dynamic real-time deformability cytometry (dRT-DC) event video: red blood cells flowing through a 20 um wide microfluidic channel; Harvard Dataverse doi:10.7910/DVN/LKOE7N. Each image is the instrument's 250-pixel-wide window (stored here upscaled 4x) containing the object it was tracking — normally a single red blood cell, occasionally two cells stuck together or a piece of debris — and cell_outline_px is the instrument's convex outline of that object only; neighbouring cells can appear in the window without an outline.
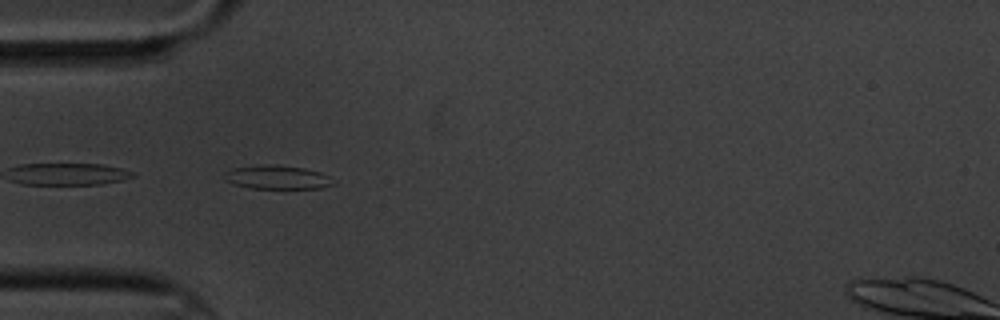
{"species": "common noctule bat (a hibernating species)", "species_latin": "Nyctalus noctula", "temperature_condition": "cold", "stored_images_in_passage": 8, "camera_frame_rate_fps": 3000, "um_per_image_px": 0.085, "animal": {"sex": "male", "body_mass_g": 20.1, "forearm_length_mm": 53.5}, "frame": {"image": 1, "passage_image": 6, "time_ms": 5.667, "image_size_px": [1000, 320], "cell_outline_px": [[336, 184], [320, 188], [252, 188], [232, 184], [224, 180], [224, 172], [232, 168], [268, 164], [276, 164], [304, 168], [320, 172], [336, 180]], "centroid_in_image_um": [23.57, 15.06], "position_along_channel_um": 61.4, "area_um2": 15.2}}
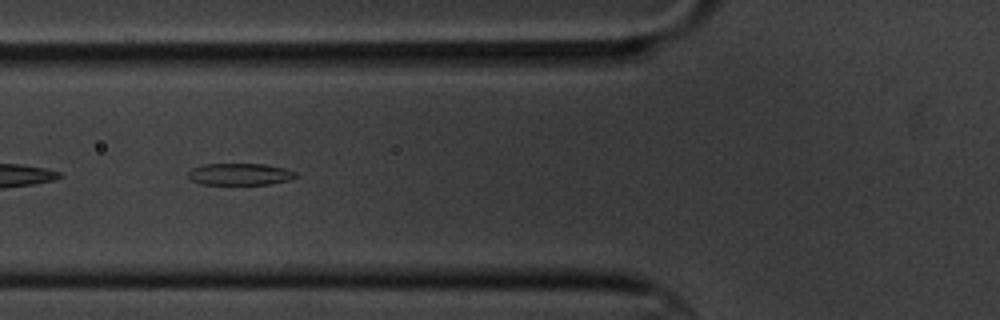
{"frame": {"image": 2, "passage_image": 7, "time_ms": 7.0, "image_size_px": [1000, 320], "cell_outline_px": [[300, 176], [292, 180], [268, 184], [200, 184], [192, 180], [188, 176], [188, 172], [192, 168], [204, 164], [264, 164], [284, 168], [296, 172]], "centroid_in_image_um": [20.44, 14.81], "position_along_channel_um": 105.4, "area_um2": 13.76}}